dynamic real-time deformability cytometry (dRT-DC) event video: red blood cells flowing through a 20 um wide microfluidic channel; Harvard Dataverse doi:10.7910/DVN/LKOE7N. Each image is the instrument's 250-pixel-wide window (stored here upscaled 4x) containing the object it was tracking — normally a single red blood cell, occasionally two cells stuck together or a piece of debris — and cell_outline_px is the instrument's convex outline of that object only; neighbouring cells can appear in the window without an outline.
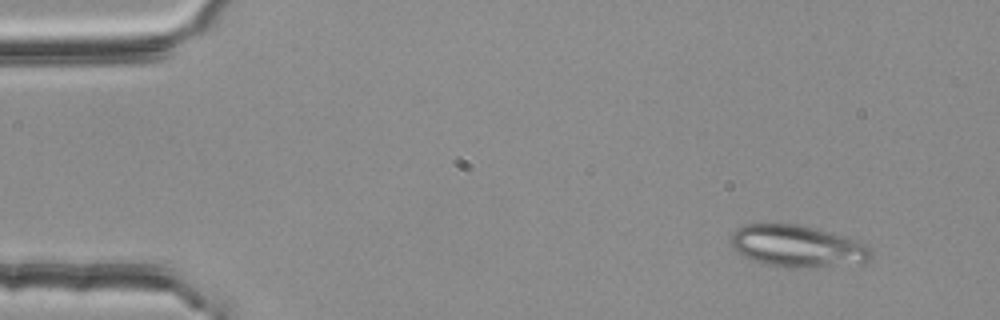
{"species": "common noctule bat (a hibernating species)", "species_latin": "Nyctalus noctula", "temperature_condition": "room temperature", "stored_images_in_passage": 3, "camera_frame_rate_fps": 3000, "um_per_image_px": 0.085, "animal": {"sex": "female", "body_mass_g": 25.1}, "frame": {"image": 1, "passage_image": 1, "time_ms": 0.0, "image_size_px": [1000, 320], "cell_outline_px": [[872, 256], [868, 260], [832, 264], [768, 264], [752, 260], [744, 256], [732, 248], [732, 232], [736, 228], [744, 224], [796, 224], [812, 228], [856, 240], [868, 244], [872, 252]], "centroid_in_image_um": [67.69, 20.85], "position_along_channel_um": 17.3, "area_um2": 32.19}}